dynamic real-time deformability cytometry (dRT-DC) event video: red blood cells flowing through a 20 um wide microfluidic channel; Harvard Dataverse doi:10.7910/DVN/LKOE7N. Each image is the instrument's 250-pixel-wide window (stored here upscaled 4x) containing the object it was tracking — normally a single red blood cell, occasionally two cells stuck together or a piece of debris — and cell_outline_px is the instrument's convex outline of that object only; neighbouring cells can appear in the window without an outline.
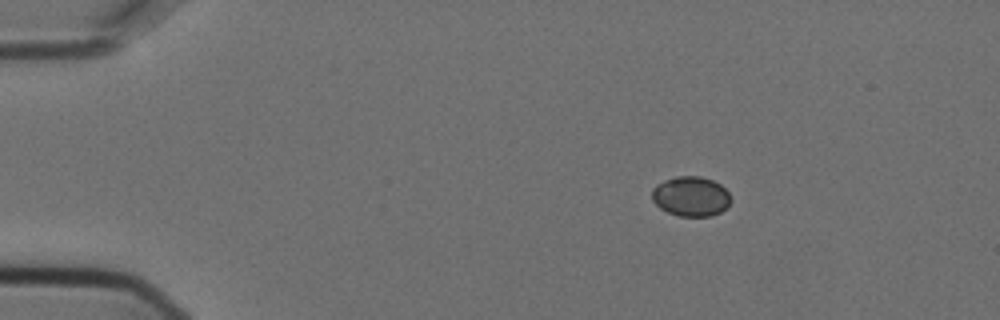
{"species": "Egyptian fruit bat (a non-hibernating species)", "species_latin": "Rousettus aegyptiacus", "temperature_condition": "cold", "stored_images_in_passage": 3, "camera_frame_rate_fps": 3000, "um_per_image_px": 0.085, "animal": {"sex": "female"}, "frame": {"image": 1, "passage_image": 1, "time_ms": 0.0, "image_size_px": [1000, 320], "cell_outline_px": [[732, 200], [720, 212], [712, 216], [680, 216], [668, 212], [660, 208], [652, 200], [652, 188], [656, 184], [664, 180], [676, 176], [700, 176], [712, 180], [720, 184], [728, 192]], "centroid_in_image_um": [58.71, 16.68], "position_along_channel_um": 26.3, "area_um2": 18.32}}
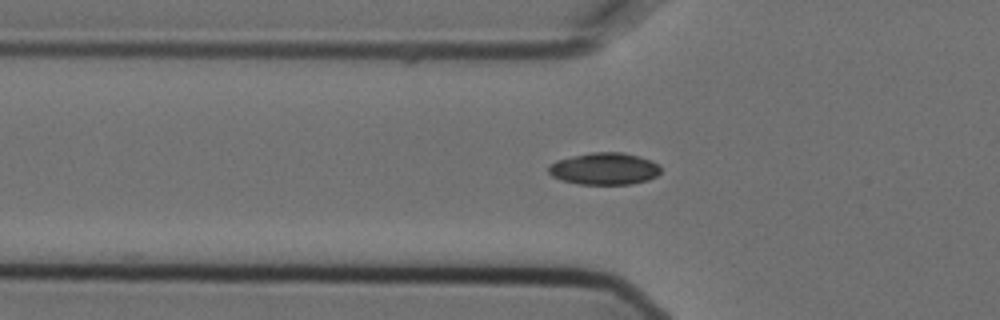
{"frame": {"image": 2, "passage_image": 3, "time_ms": 0.667, "image_size_px": [1000, 320], "cell_outline_px": [[660, 172], [656, 176], [648, 180], [632, 184], [576, 184], [560, 180], [552, 176], [548, 172], [548, 168], [556, 160], [572, 156], [592, 152], [620, 152], [652, 160], [660, 164]], "centroid_in_image_um": [51.37, 14.35], "position_along_channel_um": 74.4, "area_um2": 20.98}}